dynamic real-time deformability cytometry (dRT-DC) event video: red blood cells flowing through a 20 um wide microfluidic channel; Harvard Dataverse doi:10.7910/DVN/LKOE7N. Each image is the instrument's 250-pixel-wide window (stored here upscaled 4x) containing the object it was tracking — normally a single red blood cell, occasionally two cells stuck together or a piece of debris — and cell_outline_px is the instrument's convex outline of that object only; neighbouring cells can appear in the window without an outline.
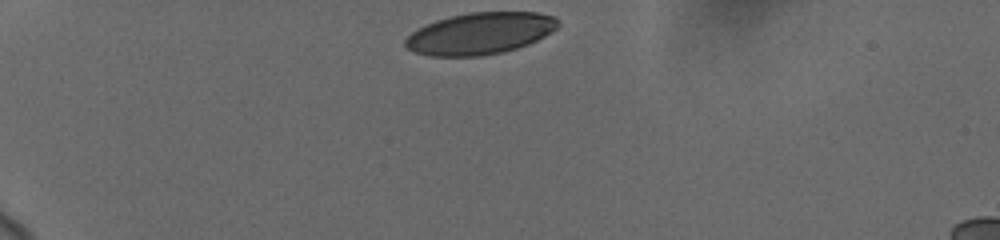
{"species": "human", "species_latin": "Homo sapiens", "temperature_condition": "cold", "stored_images_in_passage": 8, "camera_frame_rate_fps": 3000, "um_per_image_px": 0.085, "donor": {"sex": "female"}, "frame": {"image": 1, "passage_image": 1, "time_ms": 0.0, "image_size_px": [1000, 240], "cell_outline_px": [[560, 24], [552, 32], [528, 44], [504, 52], [480, 56], [428, 56], [416, 52], [408, 48], [404, 44], [404, 40], [412, 32], [436, 20], [468, 12], [536, 12], [556, 16], [560, 20]], "centroid_in_image_um": [40.84, 2.84], "position_along_channel_um": 44.2, "area_um2": 37.11}}
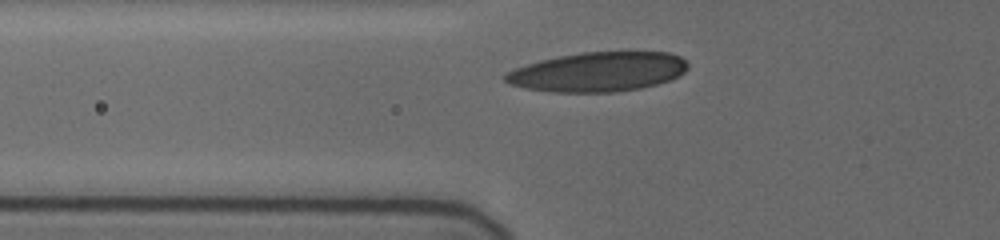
{"frame": {"image": 2, "passage_image": 4, "time_ms": 2.333, "image_size_px": [1000, 240], "cell_outline_px": [[688, 68], [680, 76], [672, 80], [640, 88], [616, 92], [552, 92], [524, 88], [508, 84], [504, 80], [504, 72], [540, 60], [580, 52], [668, 52], [680, 56], [688, 64]], "centroid_in_image_um": [50.83, 6.11], "position_along_channel_um": 75.0, "area_um2": 42.19}}
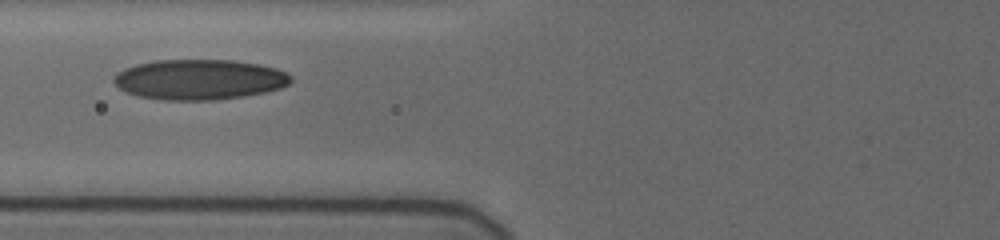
{"frame": {"image": 3, "passage_image": 7, "time_ms": 3.333, "image_size_px": [1000, 240], "cell_outline_px": [[292, 80], [288, 84], [280, 88], [268, 92], [244, 96], [212, 100], [164, 100], [140, 96], [128, 92], [120, 88], [112, 80], [116, 72], [124, 68], [136, 64], [156, 60], [232, 60], [260, 64], [276, 68], [292, 76]], "centroid_in_image_um": [16.95, 6.75], "position_along_channel_um": 108.8, "area_um2": 41.62}}